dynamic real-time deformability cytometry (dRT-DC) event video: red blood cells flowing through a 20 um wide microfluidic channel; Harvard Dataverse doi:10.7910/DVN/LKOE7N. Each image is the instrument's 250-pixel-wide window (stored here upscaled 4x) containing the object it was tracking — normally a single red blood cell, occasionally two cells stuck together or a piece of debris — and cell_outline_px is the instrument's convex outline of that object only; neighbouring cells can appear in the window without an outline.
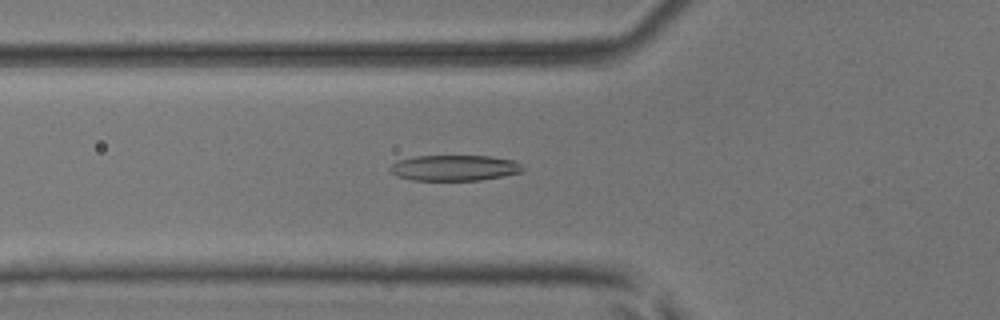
{"species": "common noctule bat (a hibernating species)", "species_latin": "Nyctalus noctula", "temperature_condition": "room temperature", "stored_images_in_passage": 50, "camera_frame_rate_fps": 3000, "um_per_image_px": 0.085, "animal": {"sex": "male", "body_mass_g": 17.9, "forearm_length_mm": 54.2}, "frame": {"image": 1, "passage_image": 19, "time_ms": 6.0, "image_size_px": [1000, 320], "cell_outline_px": [[524, 168], [520, 172], [480, 180], [412, 180], [396, 176], [388, 168], [396, 160], [416, 156], [488, 156], [512, 160], [520, 164]], "centroid_in_image_um": [38.56, 14.27], "position_along_channel_um": 87.2, "area_um2": 19.71}}
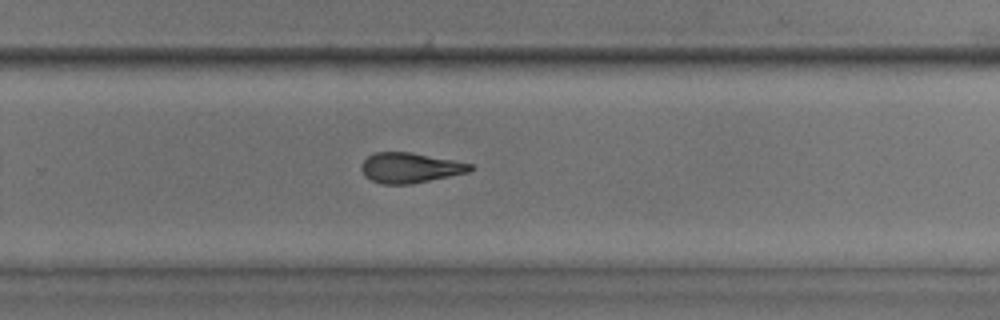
{"frame": {"image": 2, "passage_image": 35, "time_ms": 11.333, "image_size_px": [1000, 320], "cell_outline_px": [[476, 168], [468, 172], [412, 184], [384, 184], [372, 180], [364, 176], [360, 168], [360, 164], [368, 156], [376, 152], [412, 152], [472, 164]], "centroid_in_image_um": [34.84, 14.26], "position_along_channel_um": 295.0, "area_um2": 19.13}}
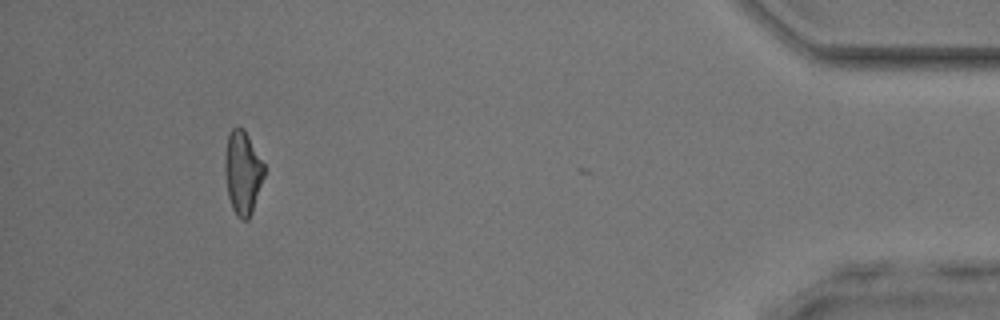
{"frame": {"image": 3, "passage_image": 49, "time_ms": 16.0, "image_size_px": [1000, 320], "cell_outline_px": [[264, 176], [252, 212], [248, 220], [240, 220], [236, 216], [232, 208], [228, 196], [224, 172], [224, 156], [228, 136], [232, 128], [244, 128], [264, 164]], "centroid_in_image_um": [20.61, 14.69], "position_along_channel_um": 414.6, "area_um2": 19.13}, "authors_computed_cell_mechanics": {"area_um2": 20.0566, "velocity_mm_per_s": 3.8964, "shape_relaxation_time_tau1_ms": 8.5321, "shape_relaxation_time_tau2_ms": 2.579, "deformation_change_tau1": 0.2187, "deformation_change_tau2": 0.1305}}